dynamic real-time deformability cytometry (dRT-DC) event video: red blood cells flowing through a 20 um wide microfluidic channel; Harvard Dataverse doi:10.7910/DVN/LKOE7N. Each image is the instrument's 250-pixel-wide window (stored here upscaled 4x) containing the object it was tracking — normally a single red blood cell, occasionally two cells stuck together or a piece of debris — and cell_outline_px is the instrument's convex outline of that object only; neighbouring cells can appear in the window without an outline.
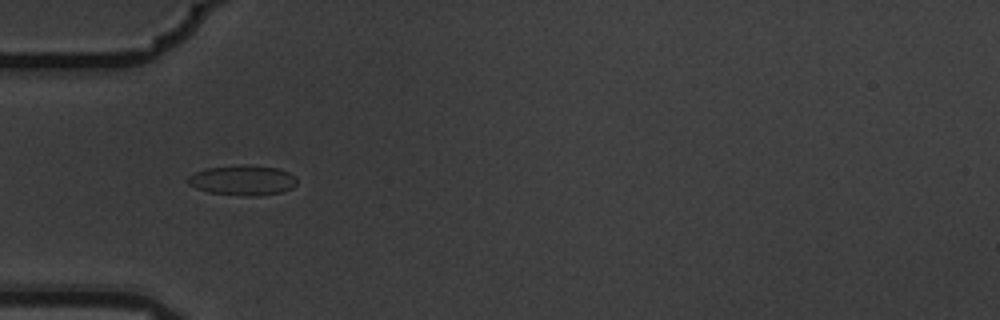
{"species": "common noctule bat (a hibernating species)", "species_latin": "Nyctalus noctula", "temperature_condition": "warm", "stored_images_in_passage": 1, "camera_frame_rate_fps": 3000, "um_per_image_px": 0.085, "animal": {"sex": "male", "body_mass_g": 19.5, "forearm_length_mm": 54.6}, "frame": {"image": 1, "passage_image": 1, "time_ms": 0.0, "image_size_px": [1000, 320], "cell_outline_px": [[296, 184], [292, 188], [280, 192], [256, 196], [244, 196], [208, 192], [196, 188], [188, 184], [184, 180], [188, 176], [196, 172], [208, 168], [240, 164], [248, 164], [280, 168], [296, 176]], "centroid_in_image_um": [20.62, 15.31], "position_along_channel_um": 64.4, "area_um2": 19.36}}